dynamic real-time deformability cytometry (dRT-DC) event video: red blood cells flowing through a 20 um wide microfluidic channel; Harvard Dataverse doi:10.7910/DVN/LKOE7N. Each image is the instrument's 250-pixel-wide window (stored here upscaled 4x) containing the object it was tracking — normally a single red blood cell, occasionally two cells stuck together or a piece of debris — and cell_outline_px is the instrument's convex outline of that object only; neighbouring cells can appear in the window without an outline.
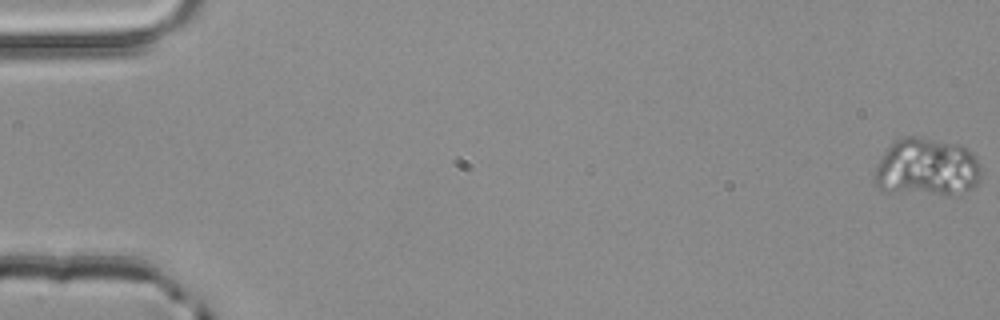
{"species": "common noctule bat (a hibernating species)", "species_latin": "Nyctalus noctula", "temperature_condition": "room temperature", "stored_images_in_passage": 4, "camera_frame_rate_fps": 3000, "um_per_image_px": 0.085, "animal": {"sex": "male", "body_mass_g": 20.4}, "frame": {"image": 1, "passage_image": 1, "time_ms": 0.0, "image_size_px": [1000, 320], "cell_outline_px": [[980, 176], [976, 184], [972, 188], [956, 196], [948, 196], [888, 192], [876, 188], [872, 180], [872, 176], [876, 164], [888, 148], [900, 136], [916, 136], [960, 144], [972, 152], [976, 156], [980, 164]], "centroid_in_image_um": [78.75, 14.26], "position_along_channel_um": 6.2, "area_um2": 37.11}}
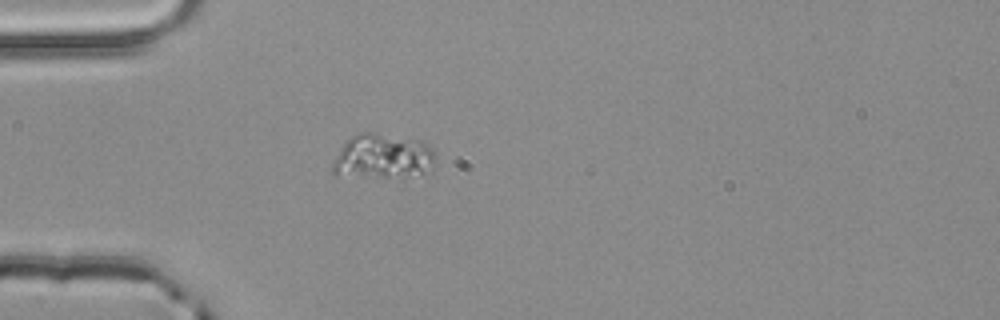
{"frame": {"image": 2, "passage_image": 4, "time_ms": 1.0, "image_size_px": [1000, 320], "cell_outline_px": [[436, 160], [432, 164], [420, 172], [404, 176], [336, 176], [332, 172], [332, 164], [344, 144], [352, 136], [360, 132], [372, 132], [424, 140], [432, 148], [436, 156]], "centroid_in_image_um": [32.52, 13.26], "position_along_channel_um": 52.5, "area_um2": 26.41}}